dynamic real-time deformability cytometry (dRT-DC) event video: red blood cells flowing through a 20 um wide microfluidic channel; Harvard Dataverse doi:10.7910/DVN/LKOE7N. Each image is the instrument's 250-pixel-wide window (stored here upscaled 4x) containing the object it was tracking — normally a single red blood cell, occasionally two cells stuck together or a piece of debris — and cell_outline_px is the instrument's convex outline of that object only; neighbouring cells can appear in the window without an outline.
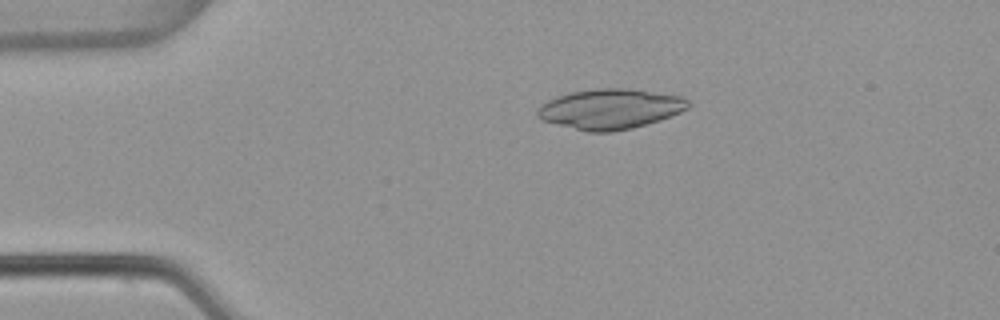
{"species": "common noctule bat (a hibernating species)", "species_latin": "Nyctalus noctula", "temperature_condition": "warm", "stored_images_in_passage": 3, "camera_frame_rate_fps": 3000, "um_per_image_px": 0.085, "animal": {"sex": "female", "body_mass_g": 22.7, "forearm_length_mm": 54.2}, "frame": {"image": 1, "passage_image": 3, "time_ms": 0.667, "image_size_px": [1000, 320], "cell_outline_px": [[688, 108], [680, 112], [660, 120], [632, 128], [612, 132], [588, 132], [540, 120], [536, 116], [536, 112], [540, 104], [556, 96], [572, 92], [592, 88], [628, 88], [680, 96], [688, 100]], "centroid_in_image_um": [51.81, 9.26], "position_along_channel_um": 33.2, "area_um2": 35.32}}